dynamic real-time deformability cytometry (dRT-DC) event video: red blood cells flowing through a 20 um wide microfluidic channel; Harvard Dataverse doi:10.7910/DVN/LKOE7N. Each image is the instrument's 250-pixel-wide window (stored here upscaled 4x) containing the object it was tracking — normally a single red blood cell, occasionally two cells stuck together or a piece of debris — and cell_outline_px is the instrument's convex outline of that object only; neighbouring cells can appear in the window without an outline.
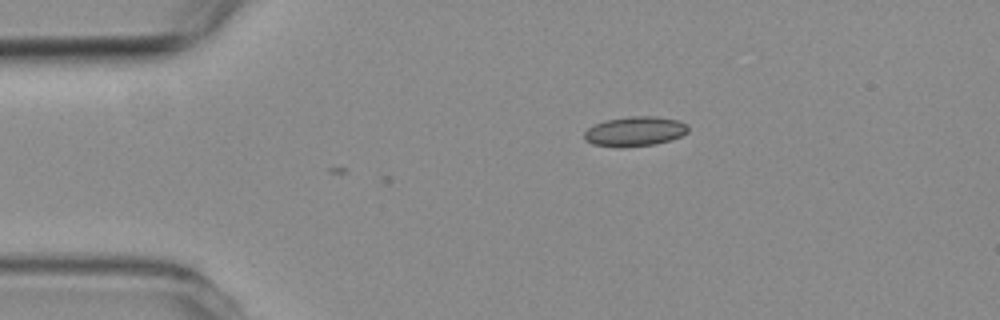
{"species": "common noctule bat (a hibernating species)", "species_latin": "Nyctalus noctula", "temperature_condition": "room temperature", "stored_images_in_passage": 37, "camera_frame_rate_fps": 3000, "um_per_image_px": 0.085, "animal": {"sex": "female", "body_mass_g": 19.3, "forearm_length_mm": 54.1}, "frame": {"image": 1, "passage_image": 1, "time_ms": 0.0, "image_size_px": [1000, 320], "cell_outline_px": [[688, 132], [680, 136], [656, 144], [624, 148], [620, 148], [592, 144], [584, 140], [584, 132], [588, 128], [604, 120], [632, 116], [656, 116], [676, 120], [684, 124], [688, 128]], "centroid_in_image_um": [53.91, 11.18], "position_along_channel_um": 31.1, "area_um2": 17.98}}
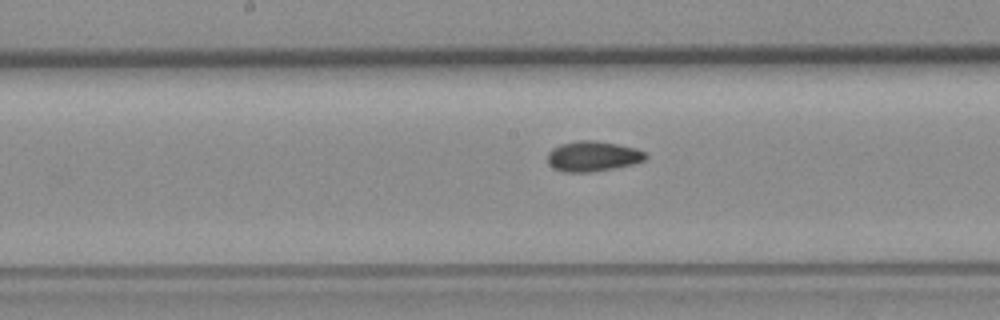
{"frame": {"image": 2, "passage_image": 18, "time_ms": 5.667, "image_size_px": [1000, 320], "cell_outline_px": [[648, 156], [644, 160], [632, 164], [592, 172], [564, 172], [548, 164], [548, 152], [552, 148], [560, 144], [580, 140], [592, 140], [616, 144], [636, 148], [644, 152]], "centroid_in_image_um": [50.37, 13.28], "position_along_channel_um": 197.8, "area_um2": 17.11}}
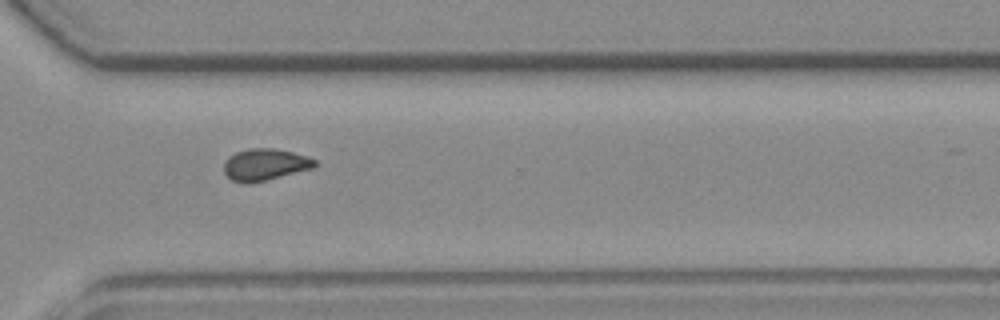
{"frame": {"image": 3, "passage_image": 30, "time_ms": 9.667, "image_size_px": [1000, 320], "cell_outline_px": [[316, 164], [312, 168], [248, 184], [244, 184], [232, 180], [224, 172], [224, 160], [228, 156], [236, 152], [248, 148], [272, 148], [292, 152], [316, 160]], "centroid_in_image_um": [22.45, 13.98], "position_along_channel_um": 348.1, "area_um2": 16.59}, "authors_computed_cell_mechanics": {"area_um2": 16.762, "velocity_mm_per_s": 3.7632, "shape_relaxation_time_tau1_ms": null, "shape_relaxation_time_tau2_ms": 3.6664, "deformation_change_tau1": null, "deformation_change_tau2": 0.0754}}